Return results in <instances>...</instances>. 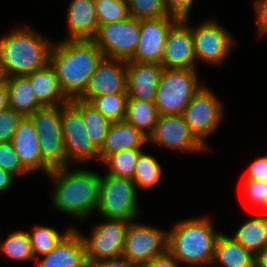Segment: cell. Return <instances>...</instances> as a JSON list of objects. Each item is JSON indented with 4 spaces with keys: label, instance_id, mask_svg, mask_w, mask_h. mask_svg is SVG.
<instances>
[{
    "label": "cell",
    "instance_id": "6da1fadb",
    "mask_svg": "<svg viewBox=\"0 0 267 267\" xmlns=\"http://www.w3.org/2000/svg\"><path fill=\"white\" fill-rule=\"evenodd\" d=\"M103 58L94 40H61L53 42L49 63L55 69L63 93L73 100L85 92Z\"/></svg>",
    "mask_w": 267,
    "mask_h": 267
},
{
    "label": "cell",
    "instance_id": "7a4b0ae2",
    "mask_svg": "<svg viewBox=\"0 0 267 267\" xmlns=\"http://www.w3.org/2000/svg\"><path fill=\"white\" fill-rule=\"evenodd\" d=\"M69 167L53 169L47 175L54 184L50 200L59 212L83 222L98 208L101 175Z\"/></svg>",
    "mask_w": 267,
    "mask_h": 267
},
{
    "label": "cell",
    "instance_id": "3957f363",
    "mask_svg": "<svg viewBox=\"0 0 267 267\" xmlns=\"http://www.w3.org/2000/svg\"><path fill=\"white\" fill-rule=\"evenodd\" d=\"M209 216L186 218L168 231L167 250L182 265H212L215 244L221 232L216 231Z\"/></svg>",
    "mask_w": 267,
    "mask_h": 267
},
{
    "label": "cell",
    "instance_id": "277c9868",
    "mask_svg": "<svg viewBox=\"0 0 267 267\" xmlns=\"http://www.w3.org/2000/svg\"><path fill=\"white\" fill-rule=\"evenodd\" d=\"M53 42L29 26L0 37V58L7 78L28 76L49 63Z\"/></svg>",
    "mask_w": 267,
    "mask_h": 267
},
{
    "label": "cell",
    "instance_id": "5b68a950",
    "mask_svg": "<svg viewBox=\"0 0 267 267\" xmlns=\"http://www.w3.org/2000/svg\"><path fill=\"white\" fill-rule=\"evenodd\" d=\"M195 69H164L155 105L159 115H182L194 95L204 86Z\"/></svg>",
    "mask_w": 267,
    "mask_h": 267
},
{
    "label": "cell",
    "instance_id": "8992f818",
    "mask_svg": "<svg viewBox=\"0 0 267 267\" xmlns=\"http://www.w3.org/2000/svg\"><path fill=\"white\" fill-rule=\"evenodd\" d=\"M138 190L132 180L107 173L101 176L97 213L103 218L133 221L138 219Z\"/></svg>",
    "mask_w": 267,
    "mask_h": 267
},
{
    "label": "cell",
    "instance_id": "52a82bcc",
    "mask_svg": "<svg viewBox=\"0 0 267 267\" xmlns=\"http://www.w3.org/2000/svg\"><path fill=\"white\" fill-rule=\"evenodd\" d=\"M61 106L42 107L29 115L40 139L43 162L51 169L67 167Z\"/></svg>",
    "mask_w": 267,
    "mask_h": 267
},
{
    "label": "cell",
    "instance_id": "ba28073f",
    "mask_svg": "<svg viewBox=\"0 0 267 267\" xmlns=\"http://www.w3.org/2000/svg\"><path fill=\"white\" fill-rule=\"evenodd\" d=\"M104 222L94 224L89 236L78 231L81 236L85 258L88 263H98L106 259L122 256L126 232L131 221L104 218Z\"/></svg>",
    "mask_w": 267,
    "mask_h": 267
},
{
    "label": "cell",
    "instance_id": "9c48e42d",
    "mask_svg": "<svg viewBox=\"0 0 267 267\" xmlns=\"http://www.w3.org/2000/svg\"><path fill=\"white\" fill-rule=\"evenodd\" d=\"M61 124L65 144L67 166L99 160V151L88 137L82 114L80 113V99L70 100L61 105ZM71 163V164H70Z\"/></svg>",
    "mask_w": 267,
    "mask_h": 267
},
{
    "label": "cell",
    "instance_id": "30bf717a",
    "mask_svg": "<svg viewBox=\"0 0 267 267\" xmlns=\"http://www.w3.org/2000/svg\"><path fill=\"white\" fill-rule=\"evenodd\" d=\"M196 61L220 66L231 54L237 40L215 18L191 27Z\"/></svg>",
    "mask_w": 267,
    "mask_h": 267
},
{
    "label": "cell",
    "instance_id": "8fae6325",
    "mask_svg": "<svg viewBox=\"0 0 267 267\" xmlns=\"http://www.w3.org/2000/svg\"><path fill=\"white\" fill-rule=\"evenodd\" d=\"M168 231L131 221L122 256L135 267H144L151 259L167 251Z\"/></svg>",
    "mask_w": 267,
    "mask_h": 267
},
{
    "label": "cell",
    "instance_id": "7c38bea8",
    "mask_svg": "<svg viewBox=\"0 0 267 267\" xmlns=\"http://www.w3.org/2000/svg\"><path fill=\"white\" fill-rule=\"evenodd\" d=\"M140 31L141 20L129 16L120 22L100 25L93 40L104 58L128 61L135 54Z\"/></svg>",
    "mask_w": 267,
    "mask_h": 267
},
{
    "label": "cell",
    "instance_id": "4fadbf2b",
    "mask_svg": "<svg viewBox=\"0 0 267 267\" xmlns=\"http://www.w3.org/2000/svg\"><path fill=\"white\" fill-rule=\"evenodd\" d=\"M224 110L218 96L204 84L186 106L182 115L190 130L210 149L206 138L219 128Z\"/></svg>",
    "mask_w": 267,
    "mask_h": 267
},
{
    "label": "cell",
    "instance_id": "5bb4252c",
    "mask_svg": "<svg viewBox=\"0 0 267 267\" xmlns=\"http://www.w3.org/2000/svg\"><path fill=\"white\" fill-rule=\"evenodd\" d=\"M181 152L210 151L190 130L183 115H159L153 132L148 136V144Z\"/></svg>",
    "mask_w": 267,
    "mask_h": 267
},
{
    "label": "cell",
    "instance_id": "9a60e30c",
    "mask_svg": "<svg viewBox=\"0 0 267 267\" xmlns=\"http://www.w3.org/2000/svg\"><path fill=\"white\" fill-rule=\"evenodd\" d=\"M179 20L176 16L141 20L139 43L128 61L161 64L168 33Z\"/></svg>",
    "mask_w": 267,
    "mask_h": 267
},
{
    "label": "cell",
    "instance_id": "2e32d148",
    "mask_svg": "<svg viewBox=\"0 0 267 267\" xmlns=\"http://www.w3.org/2000/svg\"><path fill=\"white\" fill-rule=\"evenodd\" d=\"M189 17L180 19L169 31L161 65L164 69H195L197 61Z\"/></svg>",
    "mask_w": 267,
    "mask_h": 267
},
{
    "label": "cell",
    "instance_id": "e0dca14e",
    "mask_svg": "<svg viewBox=\"0 0 267 267\" xmlns=\"http://www.w3.org/2000/svg\"><path fill=\"white\" fill-rule=\"evenodd\" d=\"M127 92L126 61L103 58L89 79L85 92L78 98L90 102L103 95Z\"/></svg>",
    "mask_w": 267,
    "mask_h": 267
},
{
    "label": "cell",
    "instance_id": "ac0fdd59",
    "mask_svg": "<svg viewBox=\"0 0 267 267\" xmlns=\"http://www.w3.org/2000/svg\"><path fill=\"white\" fill-rule=\"evenodd\" d=\"M23 167L31 174L42 171L48 175L51 169L43 162L40 152V139L29 116L20 120L10 142ZM34 171V172H33Z\"/></svg>",
    "mask_w": 267,
    "mask_h": 267
},
{
    "label": "cell",
    "instance_id": "d6986e66",
    "mask_svg": "<svg viewBox=\"0 0 267 267\" xmlns=\"http://www.w3.org/2000/svg\"><path fill=\"white\" fill-rule=\"evenodd\" d=\"M163 70L159 63L126 61L128 98L154 103Z\"/></svg>",
    "mask_w": 267,
    "mask_h": 267
},
{
    "label": "cell",
    "instance_id": "ffe728a7",
    "mask_svg": "<svg viewBox=\"0 0 267 267\" xmlns=\"http://www.w3.org/2000/svg\"><path fill=\"white\" fill-rule=\"evenodd\" d=\"M67 32L64 40H93L99 23L94 0H70L67 8Z\"/></svg>",
    "mask_w": 267,
    "mask_h": 267
},
{
    "label": "cell",
    "instance_id": "44dd1931",
    "mask_svg": "<svg viewBox=\"0 0 267 267\" xmlns=\"http://www.w3.org/2000/svg\"><path fill=\"white\" fill-rule=\"evenodd\" d=\"M35 262L36 267H83L87 262L80 234L73 229L53 250Z\"/></svg>",
    "mask_w": 267,
    "mask_h": 267
},
{
    "label": "cell",
    "instance_id": "7402d4cb",
    "mask_svg": "<svg viewBox=\"0 0 267 267\" xmlns=\"http://www.w3.org/2000/svg\"><path fill=\"white\" fill-rule=\"evenodd\" d=\"M148 137L126 121L112 123L104 144L99 150V161L103 163L110 155L128 149H143Z\"/></svg>",
    "mask_w": 267,
    "mask_h": 267
},
{
    "label": "cell",
    "instance_id": "603a6c76",
    "mask_svg": "<svg viewBox=\"0 0 267 267\" xmlns=\"http://www.w3.org/2000/svg\"><path fill=\"white\" fill-rule=\"evenodd\" d=\"M26 77L42 107L61 106L70 101L63 93L55 69L50 63Z\"/></svg>",
    "mask_w": 267,
    "mask_h": 267
},
{
    "label": "cell",
    "instance_id": "cb8c5ba5",
    "mask_svg": "<svg viewBox=\"0 0 267 267\" xmlns=\"http://www.w3.org/2000/svg\"><path fill=\"white\" fill-rule=\"evenodd\" d=\"M255 255L245 249L232 237L219 234L214 251L212 265L221 267H254Z\"/></svg>",
    "mask_w": 267,
    "mask_h": 267
},
{
    "label": "cell",
    "instance_id": "d4e9b609",
    "mask_svg": "<svg viewBox=\"0 0 267 267\" xmlns=\"http://www.w3.org/2000/svg\"><path fill=\"white\" fill-rule=\"evenodd\" d=\"M9 108L23 116H29L42 108L38 103L29 79L25 76H13L6 79Z\"/></svg>",
    "mask_w": 267,
    "mask_h": 267
},
{
    "label": "cell",
    "instance_id": "484cf974",
    "mask_svg": "<svg viewBox=\"0 0 267 267\" xmlns=\"http://www.w3.org/2000/svg\"><path fill=\"white\" fill-rule=\"evenodd\" d=\"M230 236L254 255L267 246V216L250 217Z\"/></svg>",
    "mask_w": 267,
    "mask_h": 267
},
{
    "label": "cell",
    "instance_id": "4316f807",
    "mask_svg": "<svg viewBox=\"0 0 267 267\" xmlns=\"http://www.w3.org/2000/svg\"><path fill=\"white\" fill-rule=\"evenodd\" d=\"M159 113L155 103L128 98L125 121L149 136L156 126Z\"/></svg>",
    "mask_w": 267,
    "mask_h": 267
},
{
    "label": "cell",
    "instance_id": "83f0119b",
    "mask_svg": "<svg viewBox=\"0 0 267 267\" xmlns=\"http://www.w3.org/2000/svg\"><path fill=\"white\" fill-rule=\"evenodd\" d=\"M75 227H66L63 233L51 226L35 224L28 232L31 240V249L34 259L48 254L53 250Z\"/></svg>",
    "mask_w": 267,
    "mask_h": 267
},
{
    "label": "cell",
    "instance_id": "f1b7e54d",
    "mask_svg": "<svg viewBox=\"0 0 267 267\" xmlns=\"http://www.w3.org/2000/svg\"><path fill=\"white\" fill-rule=\"evenodd\" d=\"M80 113L82 114L85 131L92 144L99 151L112 123L88 102L81 100Z\"/></svg>",
    "mask_w": 267,
    "mask_h": 267
},
{
    "label": "cell",
    "instance_id": "f546056e",
    "mask_svg": "<svg viewBox=\"0 0 267 267\" xmlns=\"http://www.w3.org/2000/svg\"><path fill=\"white\" fill-rule=\"evenodd\" d=\"M163 175L161 164L151 154L142 152L135 165L133 182L137 190H150L159 184Z\"/></svg>",
    "mask_w": 267,
    "mask_h": 267
},
{
    "label": "cell",
    "instance_id": "4dcf8cb0",
    "mask_svg": "<svg viewBox=\"0 0 267 267\" xmlns=\"http://www.w3.org/2000/svg\"><path fill=\"white\" fill-rule=\"evenodd\" d=\"M0 253L13 261H35L28 231L14 230L3 241L0 237Z\"/></svg>",
    "mask_w": 267,
    "mask_h": 267
},
{
    "label": "cell",
    "instance_id": "1f68e13d",
    "mask_svg": "<svg viewBox=\"0 0 267 267\" xmlns=\"http://www.w3.org/2000/svg\"><path fill=\"white\" fill-rule=\"evenodd\" d=\"M143 149H128L110 155L103 163L108 166L107 174L132 180L135 174V165Z\"/></svg>",
    "mask_w": 267,
    "mask_h": 267
},
{
    "label": "cell",
    "instance_id": "d6a6232c",
    "mask_svg": "<svg viewBox=\"0 0 267 267\" xmlns=\"http://www.w3.org/2000/svg\"><path fill=\"white\" fill-rule=\"evenodd\" d=\"M128 93H116L93 98L89 104L111 123L125 121Z\"/></svg>",
    "mask_w": 267,
    "mask_h": 267
},
{
    "label": "cell",
    "instance_id": "836d02e7",
    "mask_svg": "<svg viewBox=\"0 0 267 267\" xmlns=\"http://www.w3.org/2000/svg\"><path fill=\"white\" fill-rule=\"evenodd\" d=\"M94 5L99 26L120 22L129 17L126 0H94Z\"/></svg>",
    "mask_w": 267,
    "mask_h": 267
},
{
    "label": "cell",
    "instance_id": "e575fe53",
    "mask_svg": "<svg viewBox=\"0 0 267 267\" xmlns=\"http://www.w3.org/2000/svg\"><path fill=\"white\" fill-rule=\"evenodd\" d=\"M130 17L138 20L163 18L171 15L165 0H126Z\"/></svg>",
    "mask_w": 267,
    "mask_h": 267
},
{
    "label": "cell",
    "instance_id": "d590c367",
    "mask_svg": "<svg viewBox=\"0 0 267 267\" xmlns=\"http://www.w3.org/2000/svg\"><path fill=\"white\" fill-rule=\"evenodd\" d=\"M0 168L15 177L30 174L20 163L10 142L0 143Z\"/></svg>",
    "mask_w": 267,
    "mask_h": 267
},
{
    "label": "cell",
    "instance_id": "8d00e7d4",
    "mask_svg": "<svg viewBox=\"0 0 267 267\" xmlns=\"http://www.w3.org/2000/svg\"><path fill=\"white\" fill-rule=\"evenodd\" d=\"M243 189L246 199L254 206L264 209L267 204V181L244 179Z\"/></svg>",
    "mask_w": 267,
    "mask_h": 267
},
{
    "label": "cell",
    "instance_id": "74e56055",
    "mask_svg": "<svg viewBox=\"0 0 267 267\" xmlns=\"http://www.w3.org/2000/svg\"><path fill=\"white\" fill-rule=\"evenodd\" d=\"M22 117V114L12 108L0 111V143L11 142Z\"/></svg>",
    "mask_w": 267,
    "mask_h": 267
},
{
    "label": "cell",
    "instance_id": "f35d334b",
    "mask_svg": "<svg viewBox=\"0 0 267 267\" xmlns=\"http://www.w3.org/2000/svg\"><path fill=\"white\" fill-rule=\"evenodd\" d=\"M194 1L196 0H165V4L171 15L184 19L190 17Z\"/></svg>",
    "mask_w": 267,
    "mask_h": 267
},
{
    "label": "cell",
    "instance_id": "ab89813d",
    "mask_svg": "<svg viewBox=\"0 0 267 267\" xmlns=\"http://www.w3.org/2000/svg\"><path fill=\"white\" fill-rule=\"evenodd\" d=\"M244 179L267 181V156L253 160Z\"/></svg>",
    "mask_w": 267,
    "mask_h": 267
},
{
    "label": "cell",
    "instance_id": "60d3db41",
    "mask_svg": "<svg viewBox=\"0 0 267 267\" xmlns=\"http://www.w3.org/2000/svg\"><path fill=\"white\" fill-rule=\"evenodd\" d=\"M254 7H255V17L257 21V31L259 33L258 36H264L267 33V0H255Z\"/></svg>",
    "mask_w": 267,
    "mask_h": 267
},
{
    "label": "cell",
    "instance_id": "b9f144b4",
    "mask_svg": "<svg viewBox=\"0 0 267 267\" xmlns=\"http://www.w3.org/2000/svg\"><path fill=\"white\" fill-rule=\"evenodd\" d=\"M180 263L167 250L162 255L151 259L144 267H180Z\"/></svg>",
    "mask_w": 267,
    "mask_h": 267
},
{
    "label": "cell",
    "instance_id": "7bdbcfd3",
    "mask_svg": "<svg viewBox=\"0 0 267 267\" xmlns=\"http://www.w3.org/2000/svg\"><path fill=\"white\" fill-rule=\"evenodd\" d=\"M96 265L98 267H135L127 258H124L123 256L114 259L102 260L96 263Z\"/></svg>",
    "mask_w": 267,
    "mask_h": 267
},
{
    "label": "cell",
    "instance_id": "ee69618b",
    "mask_svg": "<svg viewBox=\"0 0 267 267\" xmlns=\"http://www.w3.org/2000/svg\"><path fill=\"white\" fill-rule=\"evenodd\" d=\"M14 178L11 173L6 172L0 168V194L3 192L9 191L13 184H14Z\"/></svg>",
    "mask_w": 267,
    "mask_h": 267
},
{
    "label": "cell",
    "instance_id": "f6af8a7d",
    "mask_svg": "<svg viewBox=\"0 0 267 267\" xmlns=\"http://www.w3.org/2000/svg\"><path fill=\"white\" fill-rule=\"evenodd\" d=\"M254 267H267V246L255 254Z\"/></svg>",
    "mask_w": 267,
    "mask_h": 267
},
{
    "label": "cell",
    "instance_id": "bcb514c9",
    "mask_svg": "<svg viewBox=\"0 0 267 267\" xmlns=\"http://www.w3.org/2000/svg\"><path fill=\"white\" fill-rule=\"evenodd\" d=\"M9 108L8 89L6 83L0 86V111Z\"/></svg>",
    "mask_w": 267,
    "mask_h": 267
},
{
    "label": "cell",
    "instance_id": "7dc6e473",
    "mask_svg": "<svg viewBox=\"0 0 267 267\" xmlns=\"http://www.w3.org/2000/svg\"><path fill=\"white\" fill-rule=\"evenodd\" d=\"M6 79H7V77L5 75L3 65L1 62V58H0V86L6 83Z\"/></svg>",
    "mask_w": 267,
    "mask_h": 267
},
{
    "label": "cell",
    "instance_id": "c3c4849f",
    "mask_svg": "<svg viewBox=\"0 0 267 267\" xmlns=\"http://www.w3.org/2000/svg\"><path fill=\"white\" fill-rule=\"evenodd\" d=\"M83 267H98L96 264L94 263H86Z\"/></svg>",
    "mask_w": 267,
    "mask_h": 267
},
{
    "label": "cell",
    "instance_id": "681fc988",
    "mask_svg": "<svg viewBox=\"0 0 267 267\" xmlns=\"http://www.w3.org/2000/svg\"><path fill=\"white\" fill-rule=\"evenodd\" d=\"M264 210L266 211V212L264 213V215L267 216V204H266V206L264 207Z\"/></svg>",
    "mask_w": 267,
    "mask_h": 267
}]
</instances>
